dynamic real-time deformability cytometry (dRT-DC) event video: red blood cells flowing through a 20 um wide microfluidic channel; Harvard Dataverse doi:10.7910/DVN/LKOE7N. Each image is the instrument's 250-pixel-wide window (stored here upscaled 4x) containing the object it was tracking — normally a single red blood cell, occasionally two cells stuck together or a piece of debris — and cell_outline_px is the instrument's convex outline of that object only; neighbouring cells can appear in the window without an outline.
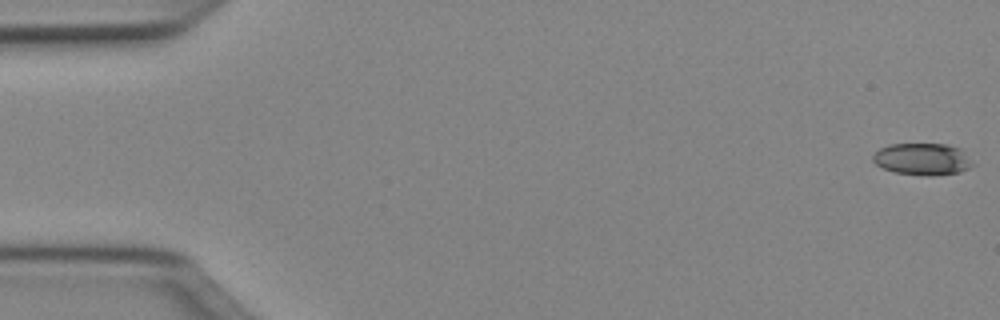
{"species": "Egyptian fruit bat (a non-hibernating species)", "species_latin": "Rousettus aegyptiacus", "temperature_condition": "cold", "stored_images_in_passage": 51, "camera_frame_rate_fps": 3000, "um_per_image_px": 0.085, "animal": {"sex": "female"}, "frame": {"image": 1, "passage_image": 1, "time_ms": 0.0, "image_size_px": [1000, 320], "cell_outline_px": [[976, 164], [960, 172], [932, 176], [928, 176], [892, 172], [876, 164], [872, 160], [872, 156], [880, 148], [888, 144], [948, 144], [960, 148]], "centroid_in_image_um": [78.42, 13.53], "position_along_channel_um": 6.6, "area_um2": 18.73}}
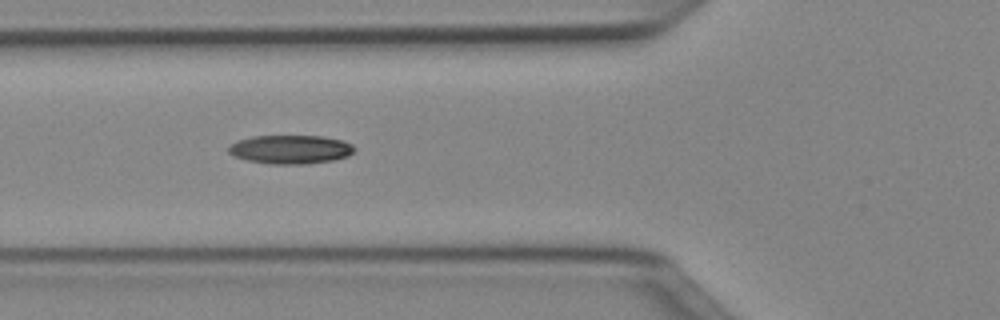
{"frame": {"image": 2, "passage_image": 19, "time_ms": 6.0, "image_size_px": [1000, 320], "cell_outline_px": [[356, 148], [348, 156], [332, 160], [304, 164], [272, 164], [248, 160], [236, 156], [228, 152], [228, 148], [236, 140], [252, 136], [320, 136], [344, 140], [352, 144]], "centroid_in_image_um": [24.71, 12.69], "position_along_channel_um": 101.1, "area_um2": 20.98}}
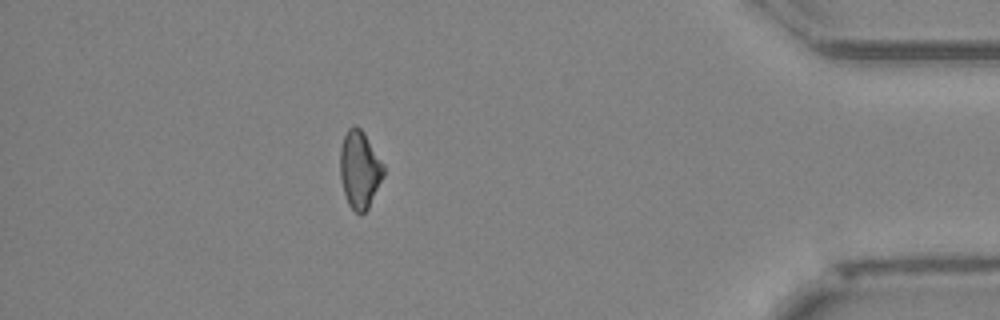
{"frame": {"image": 3, "passage_image": 45, "time_ms": 14.667, "image_size_px": [1000, 320], "cell_outline_px": [[384, 176], [368, 208], [360, 216], [348, 204], [340, 180], [340, 148], [344, 136], [348, 128], [356, 124], [364, 132], [384, 164]], "centroid_in_image_um": [30.57, 14.4], "position_along_channel_um": 404.6, "area_um2": 19.77}, "authors_computed_cell_mechanics": {"area_um2": 19.8254, "velocity_mm_per_s": 4.0276, "shape_relaxation_time_tau1_ms": 4.7299, "shape_relaxation_time_tau2_ms": null, "deformation_change_tau1": 0.1467, "deformation_change_tau2": null}}